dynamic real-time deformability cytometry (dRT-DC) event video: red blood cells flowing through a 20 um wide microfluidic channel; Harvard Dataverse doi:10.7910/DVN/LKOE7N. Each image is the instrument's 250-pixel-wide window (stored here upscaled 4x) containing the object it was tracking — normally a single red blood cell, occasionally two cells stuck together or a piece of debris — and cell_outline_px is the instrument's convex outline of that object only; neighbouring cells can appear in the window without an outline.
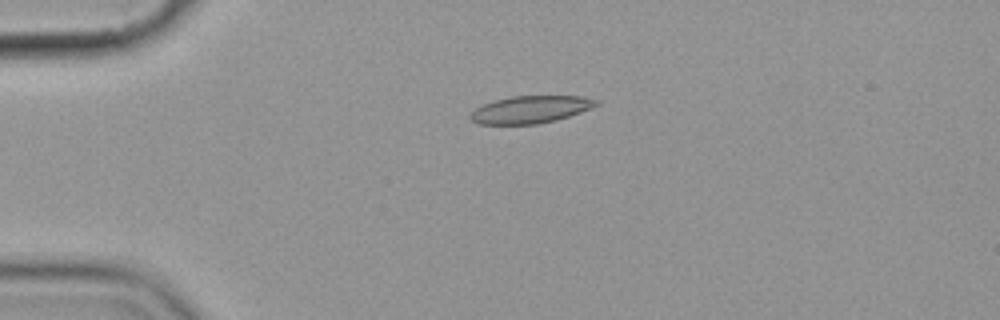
{"species": "common noctule bat (a hibernating species)", "species_latin": "Nyctalus noctula", "temperature_condition": "cold", "stored_images_in_passage": 5, "camera_frame_rate_fps": 3000, "um_per_image_px": 0.085, "animal": {"sex": "female", "body_mass_g": 19.9}, "frame": {"image": 1, "passage_image": 4, "time_ms": 4.333, "image_size_px": [1000, 320], "cell_outline_px": [[600, 104], [592, 108], [556, 120], [540, 124], [480, 124], [472, 120], [468, 116], [476, 108], [484, 104], [496, 100], [512, 96], [584, 96], [600, 100]], "centroid_in_image_um": [45.14, 9.3], "position_along_channel_um": 39.9, "area_um2": 20.06}}